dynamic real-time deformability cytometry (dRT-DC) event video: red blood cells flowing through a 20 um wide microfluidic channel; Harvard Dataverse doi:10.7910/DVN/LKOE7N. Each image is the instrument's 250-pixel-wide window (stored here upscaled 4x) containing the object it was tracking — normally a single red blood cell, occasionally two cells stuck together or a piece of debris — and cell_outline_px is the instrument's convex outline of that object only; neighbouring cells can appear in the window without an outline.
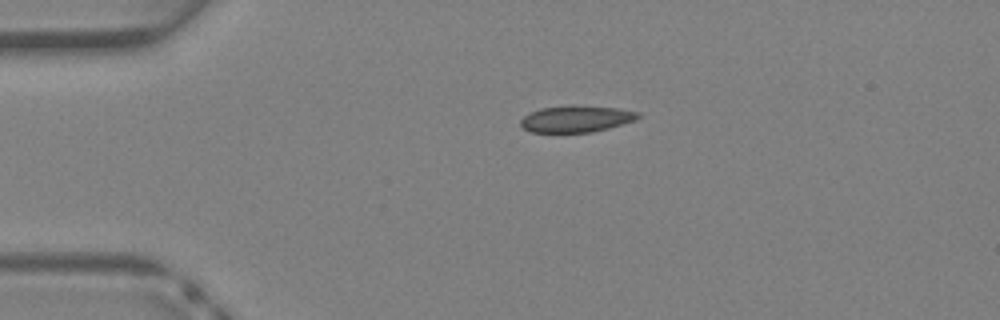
{"species": "Egyptian fruit bat (a non-hibernating species)", "species_latin": "Rousettus aegyptiacus", "temperature_condition": "warm", "stored_images_in_passage": 31, "camera_frame_rate_fps": 3000, "um_per_image_px": 0.085, "animal": {"sex": "female"}, "frame": {"image": 1, "passage_image": 1, "time_ms": 0.0, "image_size_px": [1000, 320], "cell_outline_px": [[640, 116], [636, 120], [608, 128], [592, 132], [532, 132], [524, 128], [520, 124], [520, 120], [524, 116], [540, 108], [616, 108], [640, 112]], "centroid_in_image_um": [48.99, 10.15], "position_along_channel_um": 36.0, "area_um2": 17.17}}
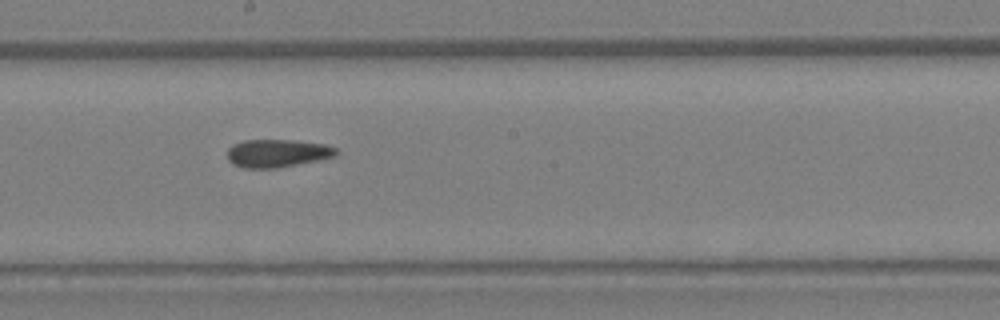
{"frame": {"image": 2, "passage_image": 14, "time_ms": 4.333, "image_size_px": [1000, 320], "cell_outline_px": [[340, 152], [336, 156], [276, 168], [244, 168], [232, 164], [228, 160], [228, 148], [232, 144], [244, 140], [292, 140], [324, 144], [336, 148]], "centroid_in_image_um": [23.55, 13.02], "position_along_channel_um": 224.7, "area_um2": 17.69}}
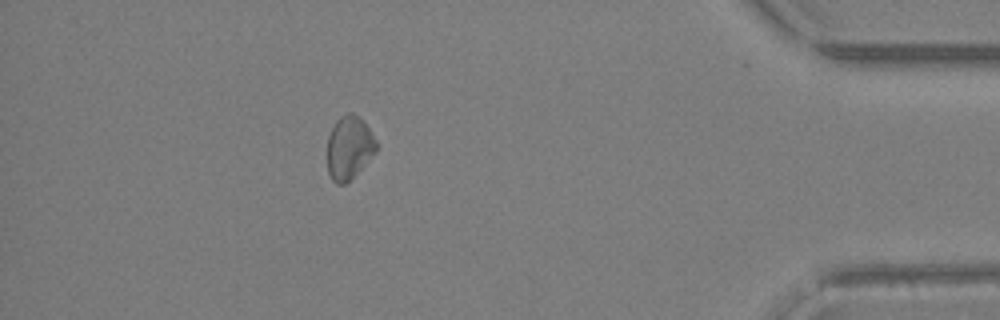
{"frame": {"image": 3, "passage_image": 27, "time_ms": 8.667, "image_size_px": [1000, 320], "cell_outline_px": [[376, 152], [344, 184], [336, 184], [332, 180], [328, 172], [328, 136], [336, 120], [340, 116], [348, 112], [352, 112], [368, 128], [376, 140]], "centroid_in_image_um": [29.65, 12.54], "position_along_channel_um": 405.6, "area_um2": 17.57}}